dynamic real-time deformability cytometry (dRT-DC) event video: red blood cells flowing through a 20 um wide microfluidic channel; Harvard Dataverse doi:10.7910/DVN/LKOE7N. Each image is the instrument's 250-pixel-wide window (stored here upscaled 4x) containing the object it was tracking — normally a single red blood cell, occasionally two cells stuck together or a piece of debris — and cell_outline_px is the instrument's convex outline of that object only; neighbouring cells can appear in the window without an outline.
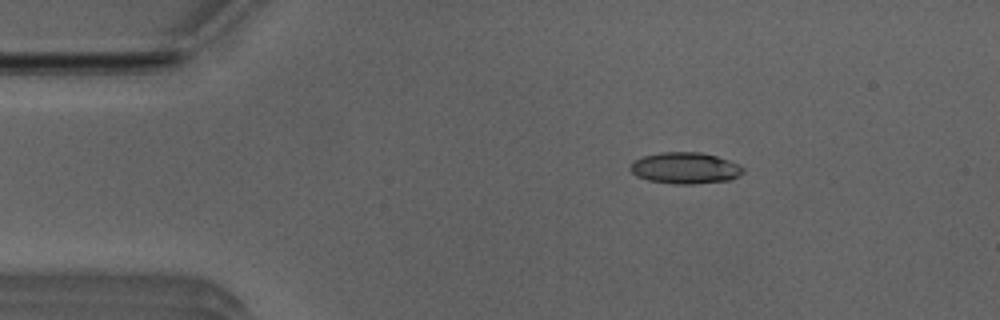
{"species": "Egyptian fruit bat (a non-hibernating species)", "species_latin": "Rousettus aegyptiacus", "temperature_condition": "room temperature", "stored_images_in_passage": 50, "camera_frame_rate_fps": 3000, "um_per_image_px": 0.085, "animal": {"sex": "male"}, "frame": {"image": 1, "passage_image": 7, "time_ms": 2.0, "image_size_px": [1000, 320], "cell_outline_px": [[744, 172], [740, 176], [732, 180], [692, 184], [676, 184], [648, 180], [636, 176], [628, 168], [636, 160], [644, 156], [660, 152], [700, 152], [716, 156], [740, 164], [744, 168]], "centroid_in_image_um": [58.28, 14.29], "position_along_channel_um": 26.7, "area_um2": 20.69}}
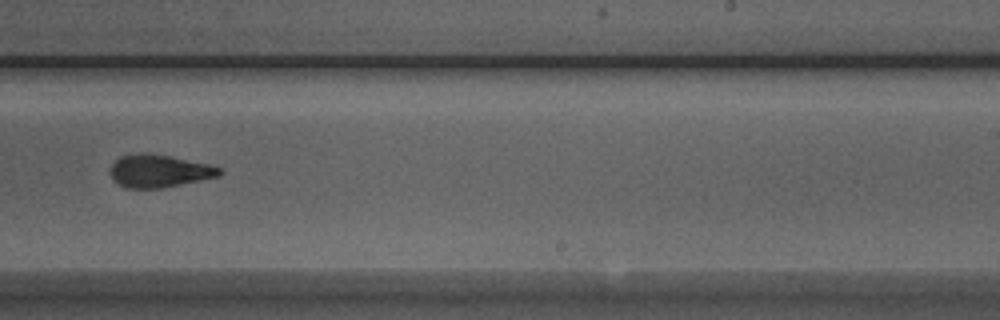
{"frame": {"image": 2, "passage_image": 30, "time_ms": 9.667, "image_size_px": [1000, 320], "cell_outline_px": [[224, 172], [220, 176], [164, 188], [124, 188], [116, 184], [112, 180], [108, 172], [112, 164], [120, 156], [168, 156], [208, 164], [220, 168]], "centroid_in_image_um": [13.52, 14.6], "position_along_channel_um": 275.5, "area_um2": 20.35}}
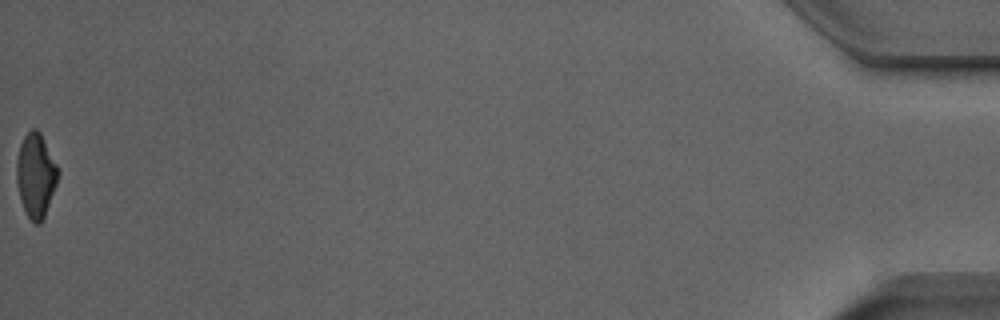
{"frame": {"image": 3, "passage_image": 50, "time_ms": 16.333, "image_size_px": [1000, 320], "cell_outline_px": [[60, 172], [56, 184], [44, 216], [40, 224], [36, 224], [28, 216], [24, 208], [20, 196], [16, 180], [16, 160], [20, 144], [24, 136], [32, 128], [36, 128], [40, 132]], "centroid_in_image_um": [3.03, 14.87], "position_along_channel_um": 432.2, "area_um2": 19.94}, "authors_computed_cell_mechanics": {"area_um2": 20.808, "velocity_mm_per_s": 3.9835, "shape_relaxation_time_tau1_ms": 4.3375, "shape_relaxation_time_tau2_ms": 2.2011, "deformation_change_tau1": 0.1532, "deformation_change_tau2": 0.0948}}